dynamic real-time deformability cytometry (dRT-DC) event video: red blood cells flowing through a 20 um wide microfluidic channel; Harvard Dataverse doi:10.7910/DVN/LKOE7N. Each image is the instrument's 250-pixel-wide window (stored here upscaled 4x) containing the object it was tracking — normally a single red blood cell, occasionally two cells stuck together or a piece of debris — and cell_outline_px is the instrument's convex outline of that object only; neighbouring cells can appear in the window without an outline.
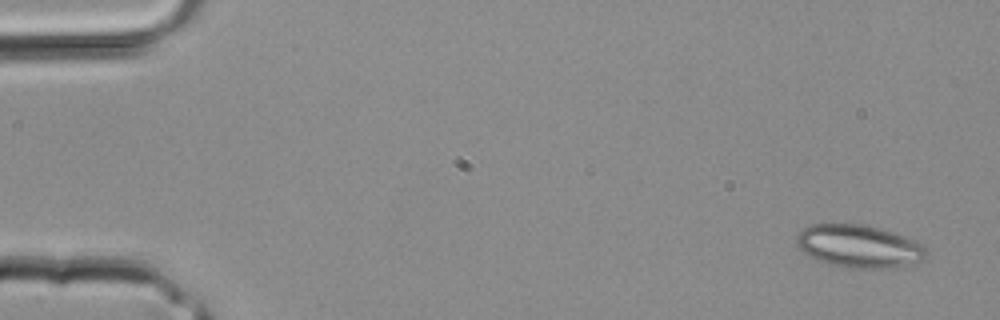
{"species": "common noctule bat (a hibernating species)", "species_latin": "Nyctalus noctula", "temperature_condition": "room temperature", "stored_images_in_passage": 4, "camera_frame_rate_fps": 3000, "um_per_image_px": 0.085, "animal": {"sex": "male", "body_mass_g": 20.4}, "frame": {"image": 1, "passage_image": 1, "time_ms": 0.0, "image_size_px": [1000, 320], "cell_outline_px": [[928, 252], [924, 260], [912, 268], [852, 268], [832, 264], [816, 260], [808, 256], [796, 244], [796, 236], [804, 228], [812, 224], [864, 224], [880, 228], [916, 240], [928, 248]], "centroid_in_image_um": [73.11, 20.96], "position_along_channel_um": 11.9, "area_um2": 33.0}}